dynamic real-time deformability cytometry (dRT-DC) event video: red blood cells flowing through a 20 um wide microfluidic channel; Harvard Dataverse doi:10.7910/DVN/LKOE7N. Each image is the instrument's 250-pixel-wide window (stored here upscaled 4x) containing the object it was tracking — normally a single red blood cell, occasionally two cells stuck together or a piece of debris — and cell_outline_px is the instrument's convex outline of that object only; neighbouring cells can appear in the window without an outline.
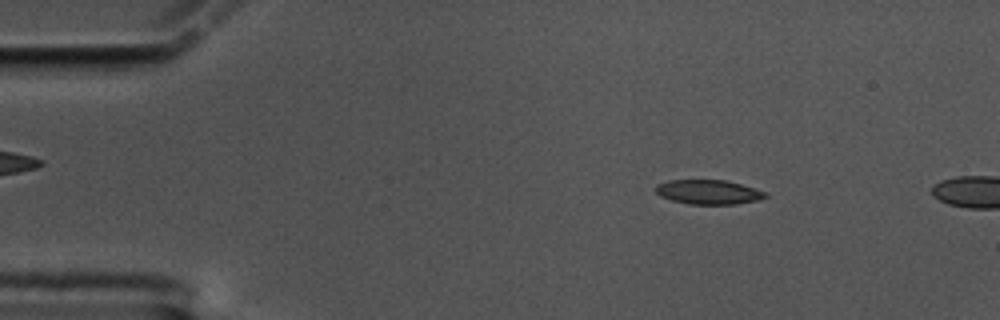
{"species": "common noctule bat (a hibernating species)", "species_latin": "Nyctalus noctula", "temperature_condition": "cold", "stored_images_in_passage": 11, "camera_frame_rate_fps": 3000, "um_per_image_px": 0.085, "animal": {"sex": "male", "body_mass_g": 17.5, "forearm_length_mm": 52.3}, "frame": {"image": 1, "passage_image": 8, "time_ms": 2.333, "image_size_px": [1000, 320], "cell_outline_px": [[768, 196], [760, 200], [736, 204], [688, 204], [672, 200], [660, 196], [656, 192], [656, 184], [668, 180], [728, 180], [764, 192]], "centroid_in_image_um": [60.2, 16.32], "position_along_channel_um": 24.8, "area_um2": 15.55}}